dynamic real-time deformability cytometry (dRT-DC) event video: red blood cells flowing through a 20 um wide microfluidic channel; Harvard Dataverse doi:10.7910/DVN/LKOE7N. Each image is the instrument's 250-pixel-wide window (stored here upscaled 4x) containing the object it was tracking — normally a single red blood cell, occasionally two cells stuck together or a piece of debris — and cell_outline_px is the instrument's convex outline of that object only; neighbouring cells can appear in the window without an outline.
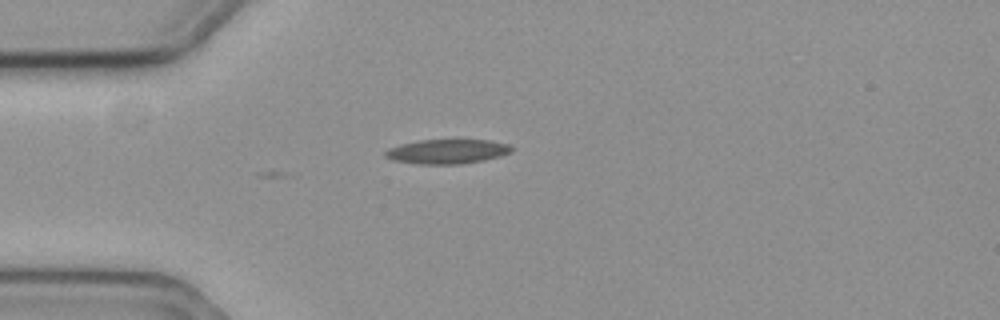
{"species": "common noctule bat (a hibernating species)", "species_latin": "Nyctalus noctula", "temperature_condition": "cold", "stored_images_in_passage": 8, "camera_frame_rate_fps": 3000, "um_per_image_px": 0.085, "animal": {"sex": "female", "body_mass_g": 19.3, "forearm_length_mm": 54.1}, "frame": {"image": 1, "passage_image": 1, "time_ms": 0.0, "image_size_px": [1000, 320], "cell_outline_px": [[512, 152], [500, 156], [460, 164], [416, 164], [392, 160], [384, 156], [384, 152], [388, 148], [400, 144], [420, 140], [488, 140], [508, 144], [512, 148]], "centroid_in_image_um": [37.96, 12.88], "position_along_channel_um": 47.0, "area_um2": 17.92}}